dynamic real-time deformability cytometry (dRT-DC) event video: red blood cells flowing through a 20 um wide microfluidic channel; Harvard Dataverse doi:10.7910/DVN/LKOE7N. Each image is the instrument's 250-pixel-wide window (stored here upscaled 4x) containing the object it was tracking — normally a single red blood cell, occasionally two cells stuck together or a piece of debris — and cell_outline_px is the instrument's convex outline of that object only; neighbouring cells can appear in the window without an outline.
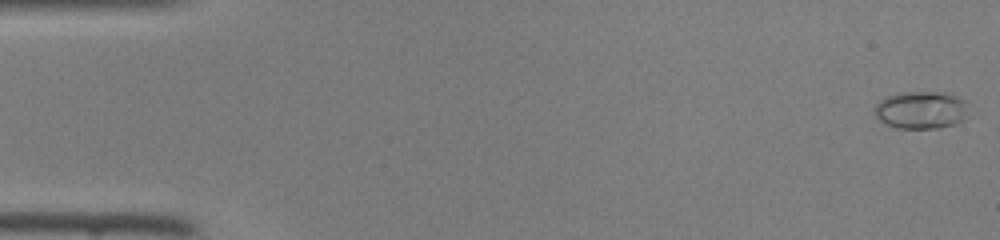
{"species": "common noctule bat (a hibernating species)", "species_latin": "Nyctalus noctula", "temperature_condition": "room temperature", "stored_images_in_passage": 47, "camera_frame_rate_fps": 3000, "um_per_image_px": 0.085, "animal": {"sex": "female", "body_mass_g": 22.0, "forearm_length_mm": 56.7}, "frame": {"image": 1, "passage_image": 1, "time_ms": 0.0, "image_size_px": [1000, 240], "cell_outline_px": [[964, 120], [956, 124], [940, 128], [896, 128], [884, 124], [876, 116], [876, 104], [880, 100], [888, 96], [900, 92], [944, 92], [964, 100]], "centroid_in_image_um": [78.25, 9.36], "position_along_channel_um": 6.8, "area_um2": 20.29}}
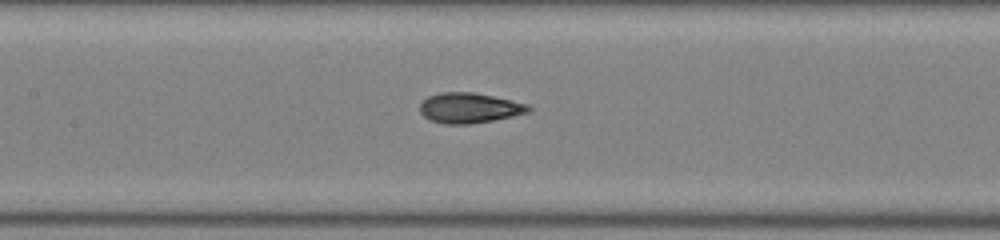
{"frame": {"image": 2, "passage_image": 22, "time_ms": 7.0, "image_size_px": [1000, 240], "cell_outline_px": [[532, 108], [528, 112], [512, 116], [492, 120], [468, 124], [444, 124], [432, 120], [424, 116], [420, 112], [420, 104], [428, 96], [440, 92], [472, 92], [492, 96], [528, 104]], "centroid_in_image_um": [39.88, 9.17], "position_along_channel_um": 167.5, "area_um2": 18.9}}
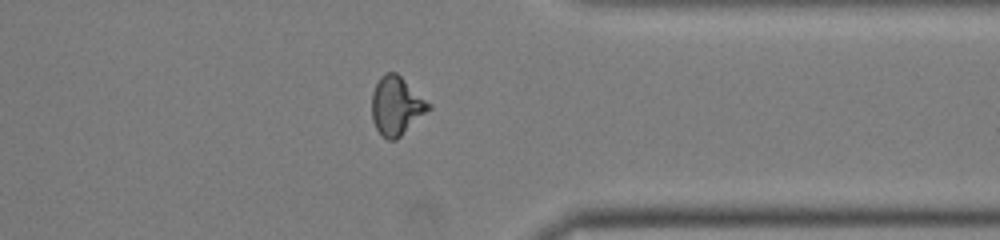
{"frame": {"image": 3, "passage_image": 37, "time_ms": 12.0, "image_size_px": [1000, 240], "cell_outline_px": [[432, 108], [396, 140], [388, 140], [376, 128], [372, 120], [372, 92], [380, 76], [384, 72], [396, 72], [432, 104]], "centroid_in_image_um": [33.71, 8.98], "position_along_channel_um": 377.7, "area_um2": 19.42}}